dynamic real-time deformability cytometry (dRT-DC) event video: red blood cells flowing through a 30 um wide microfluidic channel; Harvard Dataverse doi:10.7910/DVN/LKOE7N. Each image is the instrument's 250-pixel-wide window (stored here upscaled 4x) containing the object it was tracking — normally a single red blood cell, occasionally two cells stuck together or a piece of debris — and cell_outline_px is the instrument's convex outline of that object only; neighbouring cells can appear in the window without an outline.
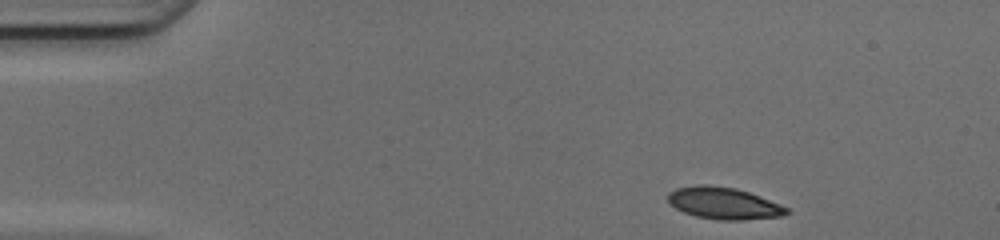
{"species": "common noctule bat (a hibernating species)", "species_latin": "Nyctalus noctula", "temperature_condition": "cold", "stored_images_in_passage": 36, "camera_frame_rate_fps": 3000, "um_per_image_px": 0.085, "animal": {"sex": "female", "body_mass_g": 17.0, "forearm_length_mm": 48.0}, "frame": {"image": 1, "passage_image": 1, "time_ms": 0.0, "image_size_px": [1000, 240], "cell_outline_px": [[792, 212], [780, 216], [744, 220], [720, 220], [696, 216], [684, 212], [668, 204], [668, 192], [676, 188], [700, 184], [708, 184], [736, 188], [748, 192], [780, 204], [788, 208]], "centroid_in_image_um": [61.5, 17.27], "position_along_channel_um": 23.5, "area_um2": 22.08}}
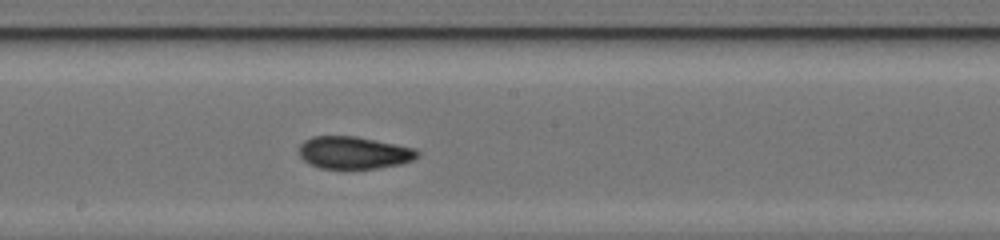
{"frame": {"image": 2, "passage_image": 21, "time_ms": 6.667, "image_size_px": [1000, 240], "cell_outline_px": [[420, 156], [412, 160], [400, 164], [376, 168], [320, 168], [308, 164], [300, 156], [300, 144], [304, 140], [312, 136], [356, 136], [416, 148], [420, 152]], "centroid_in_image_um": [30.09, 12.97], "position_along_channel_um": 218.1, "area_um2": 22.37}}
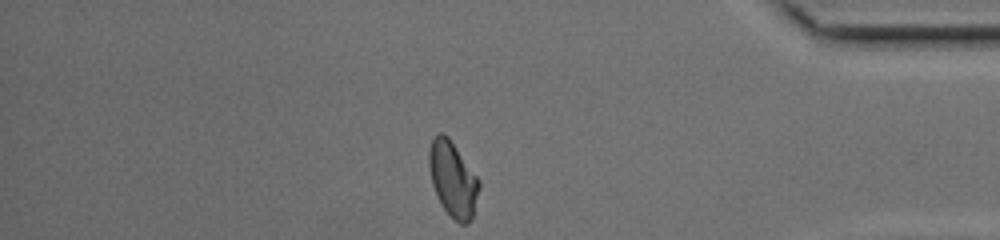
{"frame": {"image": 3, "passage_image": 36, "time_ms": 11.667, "image_size_px": [1000, 240], "cell_outline_px": [[480, 188], [472, 220], [468, 224], [460, 224], [440, 204], [436, 196], [432, 184], [428, 168], [428, 148], [436, 132], [440, 132], [448, 136], [480, 180]], "centroid_in_image_um": [38.48, 15.22], "position_along_channel_um": 396.7, "area_um2": 22.25}, "authors_computed_cell_mechanics": {"area_um2": 22.3397, "velocity_mm_per_s": 4.1927, "shape_relaxation_time_tau1_ms": 7.322, "shape_relaxation_time_tau2_ms": 1.5636, "deformation_change_tau1": 0.1662, "deformation_change_tau2": 0.0621}}